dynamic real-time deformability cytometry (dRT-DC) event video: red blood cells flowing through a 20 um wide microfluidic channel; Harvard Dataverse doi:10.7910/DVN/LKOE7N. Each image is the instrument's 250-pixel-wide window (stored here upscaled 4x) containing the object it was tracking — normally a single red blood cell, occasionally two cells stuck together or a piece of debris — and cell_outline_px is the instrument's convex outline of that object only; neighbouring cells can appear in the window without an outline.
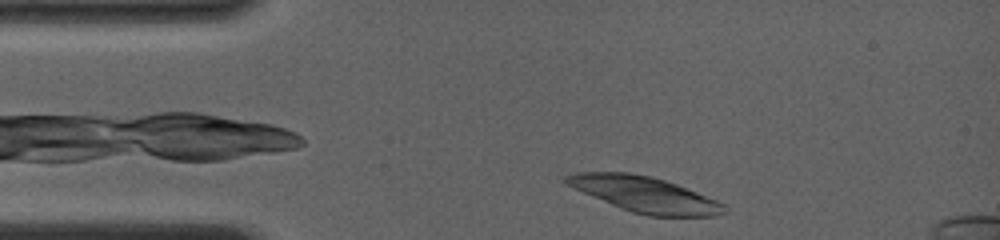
{"species": "common noctule bat (a hibernating species)", "species_latin": "Nyctalus noctula", "temperature_condition": "room temperature", "stored_images_in_passage": 2, "camera_frame_rate_fps": 4000, "um_per_image_px": 0.085, "animal": {"sex": "female", "body_mass_g": 19.0, "forearm_length_mm": 56.7}, "frame": {"image": 1, "passage_image": 1, "time_ms": 0.0, "image_size_px": [1000, 240], "cell_outline_px": [[728, 212], [716, 216], [648, 216], [632, 212], [620, 208], [564, 184], [560, 180], [564, 176], [576, 172], [628, 172], [652, 176], [676, 184], [716, 200], [724, 204]], "centroid_in_image_um": [54.76, 16.52], "position_along_channel_um": 30.2, "area_um2": 32.77}}